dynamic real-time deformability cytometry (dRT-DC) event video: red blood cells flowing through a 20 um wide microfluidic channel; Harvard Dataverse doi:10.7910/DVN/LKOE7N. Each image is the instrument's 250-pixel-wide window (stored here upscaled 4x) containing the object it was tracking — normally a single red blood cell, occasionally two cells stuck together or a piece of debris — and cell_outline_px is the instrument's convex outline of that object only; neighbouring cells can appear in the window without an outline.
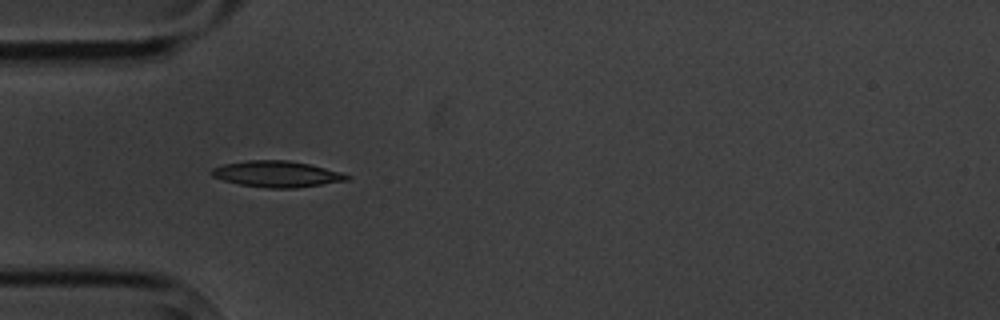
{"species": "common noctule bat (a hibernating species)", "species_latin": "Nyctalus noctula", "temperature_condition": "cold", "stored_images_in_passage": 2, "camera_frame_rate_fps": 3000, "um_per_image_px": 0.085, "animal": {"sex": "male", "body_mass_g": 20.1, "forearm_length_mm": 53.5}, "frame": {"image": 1, "passage_image": 1, "time_ms": 0.0, "image_size_px": [1000, 320], "cell_outline_px": [[352, 176], [348, 180], [292, 188], [268, 188], [240, 184], [224, 180], [212, 176], [212, 168], [224, 164], [248, 160], [288, 160], [308, 164], [344, 172]], "centroid_in_image_um": [23.56, 14.78], "position_along_channel_um": 61.4, "area_um2": 20.4}}
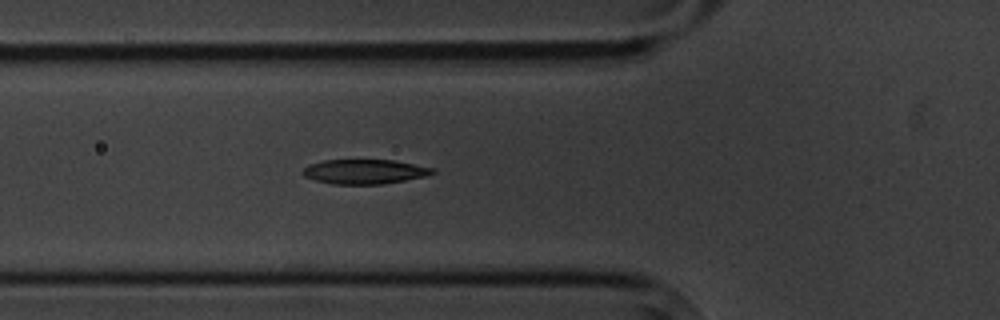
{"frame": {"image": 2, "passage_image": 2, "time_ms": 1.0, "image_size_px": [1000, 320], "cell_outline_px": [[436, 172], [424, 176], [404, 180], [380, 184], [332, 184], [316, 180], [304, 176], [300, 172], [308, 164], [324, 160], [392, 160], [436, 168]], "centroid_in_image_um": [30.96, 14.58], "position_along_channel_um": 94.8, "area_um2": 18.5}}